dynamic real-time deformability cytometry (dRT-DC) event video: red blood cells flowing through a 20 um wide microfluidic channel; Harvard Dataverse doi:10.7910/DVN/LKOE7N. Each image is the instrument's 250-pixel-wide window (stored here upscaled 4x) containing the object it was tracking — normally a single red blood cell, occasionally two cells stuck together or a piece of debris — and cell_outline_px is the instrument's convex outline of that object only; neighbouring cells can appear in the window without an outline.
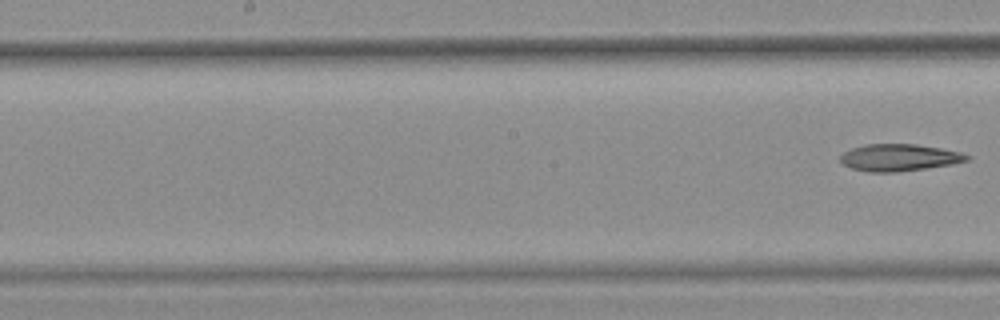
{"species": "common noctule bat (a hibernating species)", "species_latin": "Nyctalus noctula", "temperature_condition": "warm", "stored_images_in_passage": 8, "segment_of_instrument_passage": [2, 2], "camera_frame_rate_fps": 3000, "um_per_image_px": 0.085, "animal": {"sex": "female", "body_mass_g": 25.1}, "frame": {"image": 1, "passage_image": 8, "time_ms": 2.333, "image_size_px": [1000, 320], "cell_outline_px": [[972, 156], [968, 160], [952, 164], [896, 172], [868, 172], [852, 168], [844, 164], [840, 160], [840, 156], [844, 152], [852, 148], [864, 144], [916, 144], [940, 148], [960, 152]], "centroid_in_image_um": [76.42, 13.38], "position_along_channel_um": 171.8, "area_um2": 19.77}}